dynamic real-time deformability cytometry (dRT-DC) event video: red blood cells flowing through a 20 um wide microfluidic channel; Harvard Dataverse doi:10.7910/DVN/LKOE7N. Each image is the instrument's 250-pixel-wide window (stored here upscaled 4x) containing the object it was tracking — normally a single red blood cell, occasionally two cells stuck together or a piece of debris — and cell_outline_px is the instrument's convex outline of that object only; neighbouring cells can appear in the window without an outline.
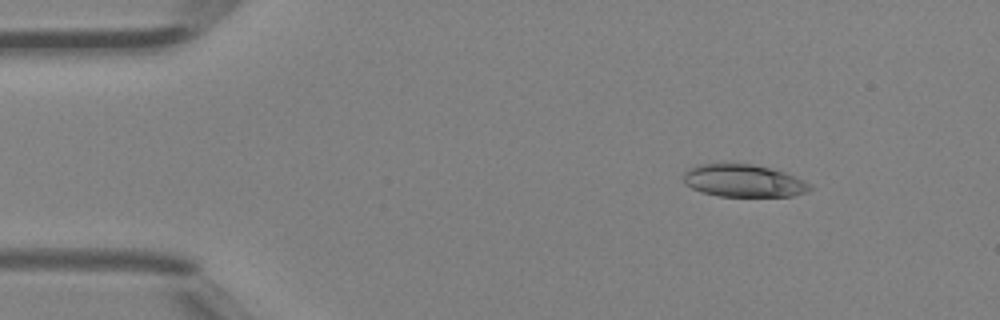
{"species": "Egyptian fruit bat (a non-hibernating species)", "species_latin": "Rousettus aegyptiacus", "temperature_condition": "room temperature", "stored_images_in_passage": 4, "camera_frame_rate_fps": 3000, "um_per_image_px": 0.085, "animal": {"sex": "female"}, "frame": {"image": 1, "passage_image": 2, "time_ms": 0.333, "image_size_px": [1000, 320], "cell_outline_px": [[812, 188], [808, 192], [792, 196], [720, 196], [700, 192], [684, 184], [684, 172], [688, 168], [696, 164], [752, 164], [784, 172], [804, 180], [812, 184]], "centroid_in_image_um": [63.19, 15.37], "position_along_channel_um": 21.8, "area_um2": 23.99}}
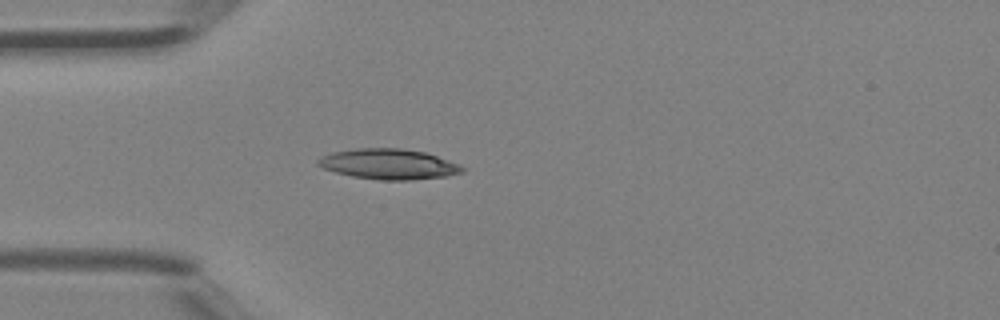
{"frame": {"image": 2, "passage_image": 4, "time_ms": 1.0, "image_size_px": [1000, 320], "cell_outline_px": [[464, 172], [444, 176], [408, 180], [380, 180], [352, 176], [336, 172], [324, 168], [316, 164], [316, 160], [332, 152], [356, 148], [400, 148], [424, 152], [460, 164], [464, 168]], "centroid_in_image_um": [33.03, 13.94], "position_along_channel_um": 52.0, "area_um2": 25.32}}